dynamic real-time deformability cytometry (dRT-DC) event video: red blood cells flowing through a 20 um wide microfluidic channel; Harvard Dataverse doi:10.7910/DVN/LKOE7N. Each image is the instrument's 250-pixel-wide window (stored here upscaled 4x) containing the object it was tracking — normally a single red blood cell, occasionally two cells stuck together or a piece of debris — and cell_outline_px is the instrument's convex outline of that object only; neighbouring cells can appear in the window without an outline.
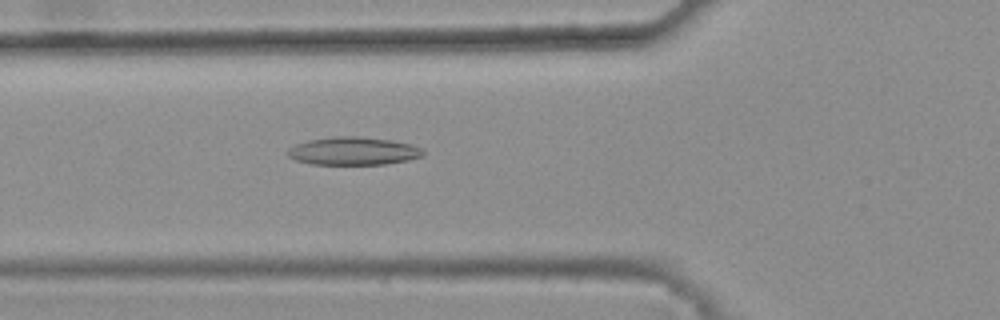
{"species": "common noctule bat (a hibernating species)", "species_latin": "Nyctalus noctula", "temperature_condition": "warm", "stored_images_in_passage": 6, "camera_frame_rate_fps": 3000, "um_per_image_px": 0.085, "animal": {"sex": "female", "body_mass_g": 25.1}, "frame": {"image": 1, "passage_image": 6, "time_ms": 1.667, "image_size_px": [1000, 320], "cell_outline_px": [[424, 156], [408, 160], [384, 164], [312, 164], [296, 160], [288, 156], [288, 148], [296, 144], [308, 140], [332, 136], [360, 136], [392, 140], [412, 144], [420, 148], [424, 152]], "centroid_in_image_um": [30.04, 12.83], "position_along_channel_um": 95.8, "area_um2": 22.14}}